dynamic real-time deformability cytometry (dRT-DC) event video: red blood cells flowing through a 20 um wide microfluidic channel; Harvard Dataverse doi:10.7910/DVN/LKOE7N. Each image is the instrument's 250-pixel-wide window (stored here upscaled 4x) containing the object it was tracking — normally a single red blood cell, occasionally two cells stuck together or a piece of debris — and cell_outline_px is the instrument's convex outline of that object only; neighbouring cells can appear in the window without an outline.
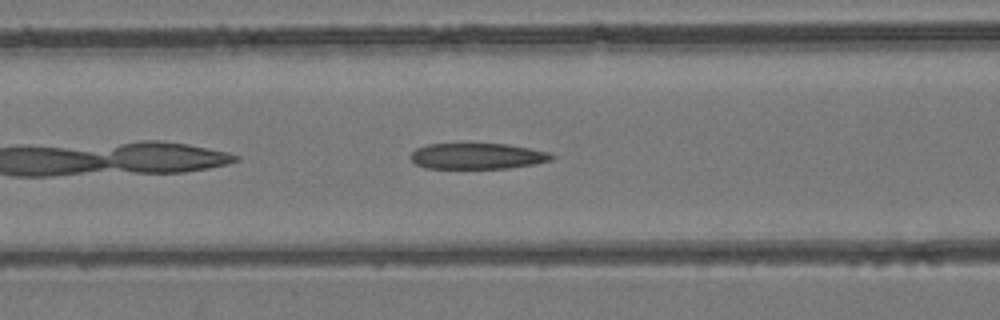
{"species": "common noctule bat (a hibernating species)", "species_latin": "Nyctalus noctula", "temperature_condition": "room temperature", "stored_images_in_passage": 35, "camera_frame_rate_fps": 3000, "um_per_image_px": 0.085, "animal": {"sex": "female", "body_mass_g": 24.6, "forearm_length_mm": 56.2}, "frame": {"image": 1, "passage_image": 7, "time_ms": 2.0, "image_size_px": [1000, 320], "cell_outline_px": [[556, 156], [552, 160], [536, 164], [508, 168], [424, 168], [416, 164], [408, 156], [416, 148], [428, 144], [508, 144], [548, 152]], "centroid_in_image_um": [40.57, 13.27], "position_along_channel_um": 126.0, "area_um2": 21.33}}
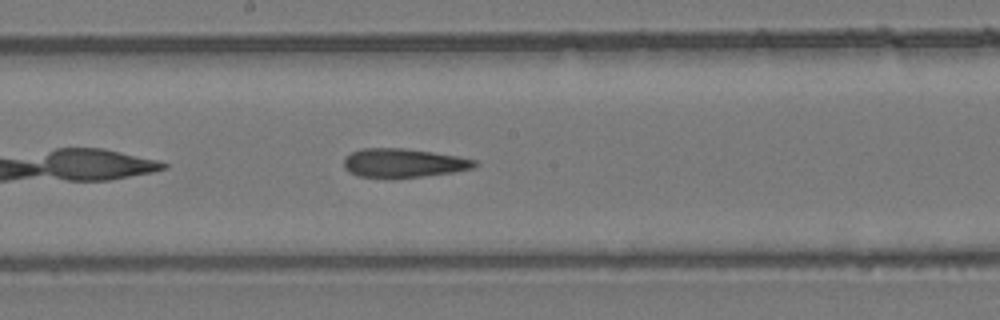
{"frame": {"image": 2, "passage_image": 13, "time_ms": 4.0, "image_size_px": [1000, 320], "cell_outline_px": [[480, 164], [472, 168], [452, 172], [424, 176], [388, 180], [360, 176], [348, 172], [344, 168], [344, 156], [360, 148], [404, 148], [432, 152], [456, 156], [476, 160]], "centroid_in_image_um": [34.24, 13.88], "position_along_channel_um": 214.0, "area_um2": 22.48}}
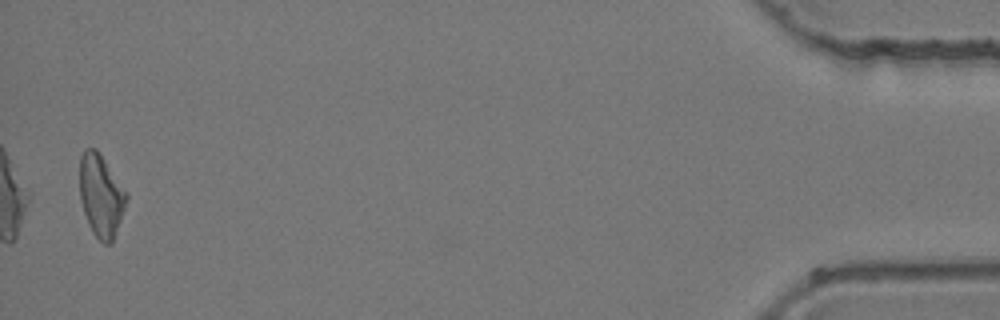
{"frame": {"image": 3, "passage_image": 34, "time_ms": 11.0, "image_size_px": [1000, 320], "cell_outline_px": [[128, 196], [112, 244], [104, 244], [92, 232], [88, 224], [80, 200], [80, 156], [84, 148], [96, 148], [100, 152], [128, 192]], "centroid_in_image_um": [8.59, 16.59], "position_along_channel_um": 426.6, "area_um2": 22.66}}